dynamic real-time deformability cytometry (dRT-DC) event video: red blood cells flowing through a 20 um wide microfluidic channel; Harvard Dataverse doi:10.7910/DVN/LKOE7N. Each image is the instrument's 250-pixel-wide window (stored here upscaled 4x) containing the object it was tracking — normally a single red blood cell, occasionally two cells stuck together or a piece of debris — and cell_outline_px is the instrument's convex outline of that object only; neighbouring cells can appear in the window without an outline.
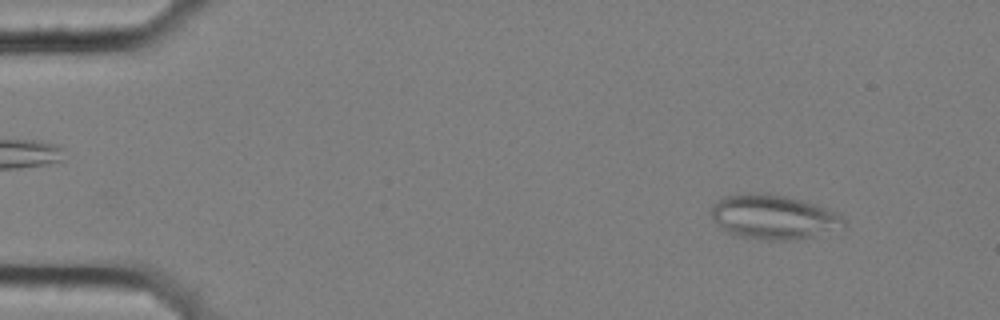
{"species": "common noctule bat (a hibernating species)", "species_latin": "Nyctalus noctula", "temperature_condition": "cold", "stored_images_in_passage": 57, "segment_of_instrument_passage": [1, 2], "camera_frame_rate_fps": 3000, "um_per_image_px": 0.085, "animal": {"sex": "female", "body_mass_g": 25.1}, "frame": {"image": 1, "passage_image": 6, "time_ms": 1.667, "image_size_px": [1000, 320], "cell_outline_px": [[844, 224], [812, 236], [792, 240], [764, 240], [736, 236], [728, 232], [712, 216], [712, 204], [724, 196], [748, 192], [756, 192], [788, 196], [828, 208], [836, 212], [844, 220]], "centroid_in_image_um": [65.69, 18.42], "position_along_channel_um": 19.3, "area_um2": 33.76}}